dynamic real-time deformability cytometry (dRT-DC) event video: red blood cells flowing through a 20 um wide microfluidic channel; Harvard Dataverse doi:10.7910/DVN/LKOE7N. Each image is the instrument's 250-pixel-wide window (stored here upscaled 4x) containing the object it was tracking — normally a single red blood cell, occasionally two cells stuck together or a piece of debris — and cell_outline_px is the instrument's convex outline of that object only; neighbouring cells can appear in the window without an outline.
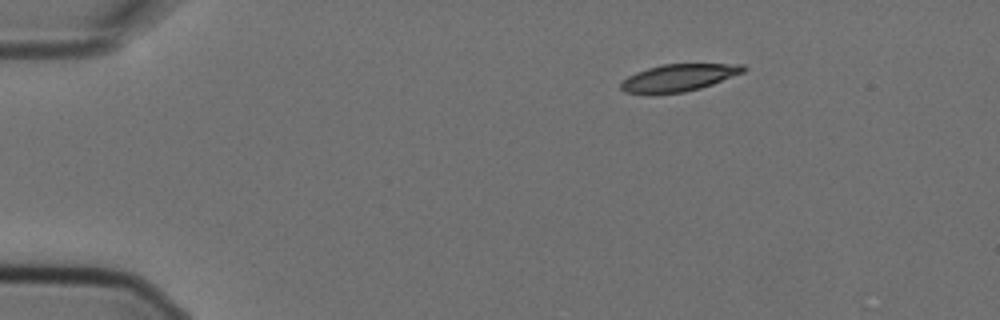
{"species": "Egyptian fruit bat (a non-hibernating species)", "species_latin": "Rousettus aegyptiacus", "temperature_condition": "cold", "stored_images_in_passage": 4, "camera_frame_rate_fps": 3000, "um_per_image_px": 0.085, "animal": {"sex": "female"}, "frame": {"image": 1, "passage_image": 1, "time_ms": 0.0, "image_size_px": [1000, 320], "cell_outline_px": [[748, 68], [744, 72], [712, 84], [700, 88], [684, 92], [648, 96], [624, 92], [620, 88], [620, 84], [628, 76], [636, 72], [660, 64], [744, 64]], "centroid_in_image_um": [57.64, 6.63], "position_along_channel_um": 27.4, "area_um2": 19.83}}
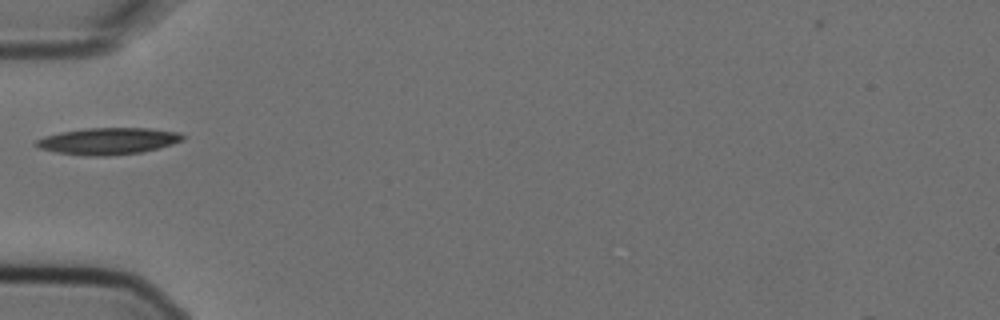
{"frame": {"image": 2, "passage_image": 4, "time_ms": 1.0, "image_size_px": [1000, 320], "cell_outline_px": [[184, 140], [172, 144], [144, 152], [104, 156], [88, 156], [56, 152], [40, 148], [32, 144], [36, 140], [44, 136], [60, 132], [88, 128], [148, 128], [180, 132], [184, 136]], "centroid_in_image_um": [9.19, 11.99], "position_along_channel_um": 75.8, "area_um2": 22.89}}